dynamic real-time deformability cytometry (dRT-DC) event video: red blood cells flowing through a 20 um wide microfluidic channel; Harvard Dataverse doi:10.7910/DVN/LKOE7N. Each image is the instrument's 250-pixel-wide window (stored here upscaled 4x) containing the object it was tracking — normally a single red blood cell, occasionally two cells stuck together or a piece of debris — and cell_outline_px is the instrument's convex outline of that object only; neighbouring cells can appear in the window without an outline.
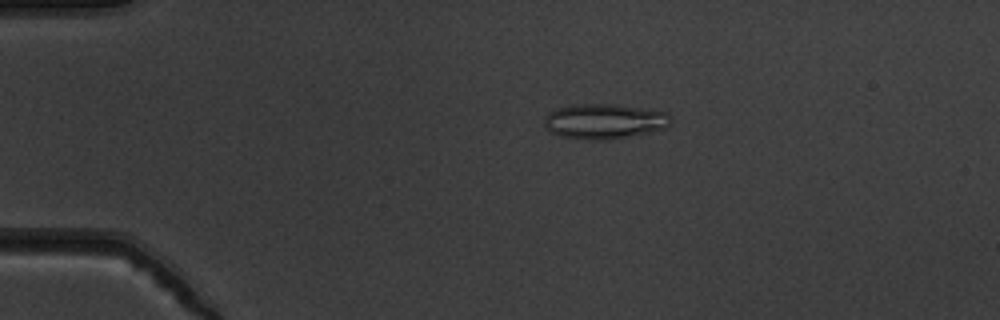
{"species": "common noctule bat (a hibernating species)", "species_latin": "Nyctalus noctula", "temperature_condition": "warm", "stored_images_in_passage": 53, "camera_frame_rate_fps": 3000, "um_per_image_px": 0.085, "animal": {"sex": "male", "body_mass_g": 19.5, "forearm_length_mm": 54.6}, "frame": {"image": 1, "passage_image": 11, "time_ms": 3.333, "image_size_px": [1000, 320], "cell_outline_px": [[672, 124], [664, 128], [648, 132], [608, 140], [592, 140], [560, 136], [552, 132], [544, 124], [544, 116], [548, 112], [556, 108], [572, 104], [616, 104], [668, 112], [672, 116]], "centroid_in_image_um": [51.38, 10.29], "position_along_channel_um": 33.6, "area_um2": 26.01}}
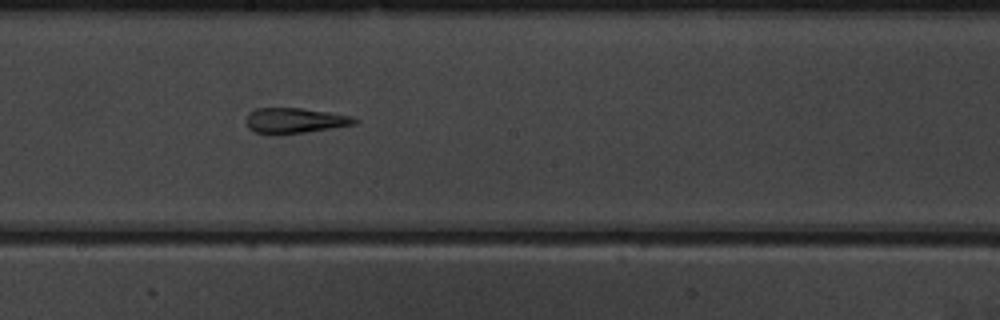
{"frame": {"image": 2, "passage_image": 30, "time_ms": 9.667, "image_size_px": [1000, 320], "cell_outline_px": [[360, 120], [356, 124], [308, 132], [280, 136], [272, 136], [256, 132], [248, 128], [244, 120], [248, 112], [256, 108], [300, 108], [328, 112], [352, 116]], "centroid_in_image_um": [25.01, 10.27], "position_along_channel_um": 223.2, "area_um2": 16.59}}
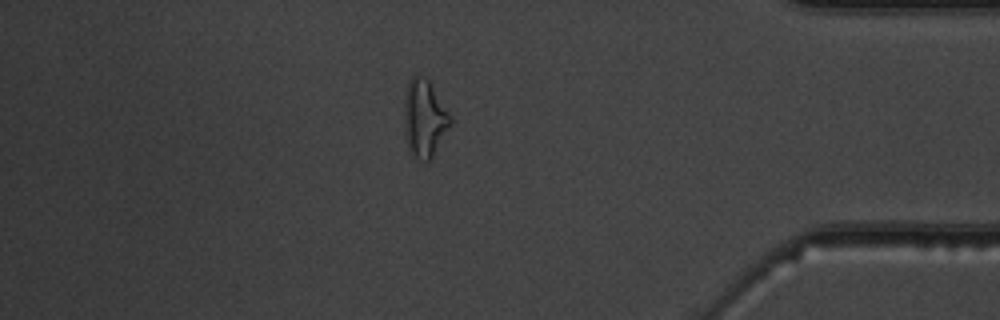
{"frame": {"image": 3, "passage_image": 46, "time_ms": 15.0, "image_size_px": [1000, 320], "cell_outline_px": [[452, 120], [432, 156], [428, 160], [424, 160], [416, 156], [408, 148], [404, 132], [404, 100], [408, 84], [412, 76], [416, 72], [428, 80], [452, 116]], "centroid_in_image_um": [36.05, 10.0], "position_along_channel_um": 399.1, "area_um2": 20.4}, "authors_computed_cell_mechanics": {"area_um2": 19.1896, "velocity_mm_per_s": 3.8447, "shape_relaxation_time_tau1_ms": null, "shape_relaxation_time_tau2_ms": 2.0335, "deformation_change_tau1": null, "deformation_change_tau2": 0.1407}}